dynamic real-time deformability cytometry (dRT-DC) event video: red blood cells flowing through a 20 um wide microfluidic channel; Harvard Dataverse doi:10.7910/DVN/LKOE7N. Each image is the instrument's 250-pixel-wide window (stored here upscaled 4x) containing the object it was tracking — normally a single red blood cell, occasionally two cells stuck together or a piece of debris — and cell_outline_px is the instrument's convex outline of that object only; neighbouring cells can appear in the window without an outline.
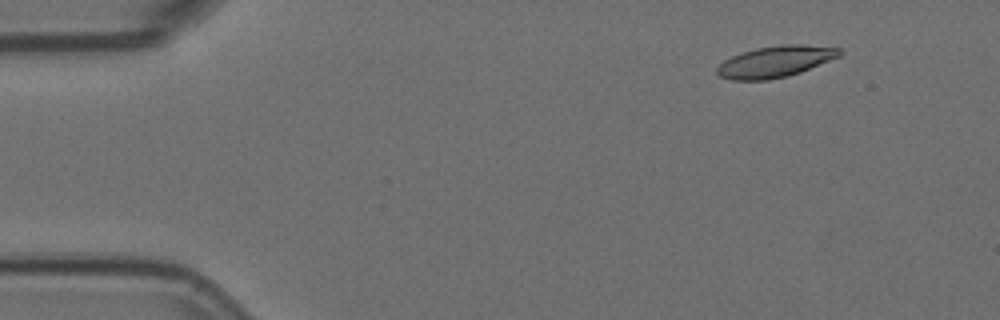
{"species": "Egyptian fruit bat (a non-hibernating species)", "species_latin": "Rousettus aegyptiacus", "temperature_condition": "room temperature", "stored_images_in_passage": 3, "camera_frame_rate_fps": 3000, "um_per_image_px": 0.085, "animal": {"sex": "female"}, "frame": {"image": 1, "passage_image": 1, "time_ms": 0.0, "image_size_px": [1000, 320], "cell_outline_px": [[844, 52], [840, 56], [800, 72], [788, 76], [768, 80], [732, 80], [720, 76], [716, 72], [716, 68], [724, 60], [732, 56], [756, 48], [788, 44], [800, 44], [840, 48]], "centroid_in_image_um": [65.91, 5.24], "position_along_channel_um": 19.1, "area_um2": 22.2}}